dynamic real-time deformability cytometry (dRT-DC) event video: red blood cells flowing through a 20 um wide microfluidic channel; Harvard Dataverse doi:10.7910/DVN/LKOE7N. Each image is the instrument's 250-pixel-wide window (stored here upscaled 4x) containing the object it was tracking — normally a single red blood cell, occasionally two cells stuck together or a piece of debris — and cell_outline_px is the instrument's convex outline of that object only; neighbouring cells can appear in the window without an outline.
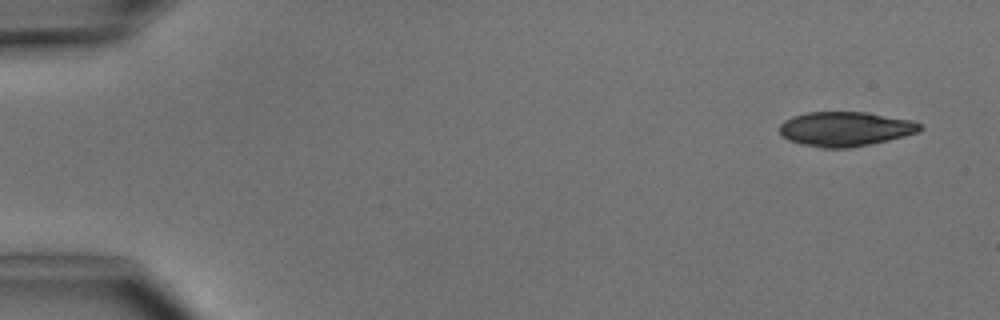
{"species": "common noctule bat (a hibernating species)", "species_latin": "Nyctalus noctula", "temperature_condition": "cold", "stored_images_in_passage": 3, "camera_frame_rate_fps": 3000, "um_per_image_px": 0.085, "animal": {"sex": "male", "body_mass_g": 15.6}, "frame": {"image": 1, "passage_image": 1, "time_ms": 0.0, "image_size_px": [1000, 320], "cell_outline_px": [[924, 128], [920, 132], [888, 140], [848, 148], [820, 148], [800, 144], [788, 140], [780, 136], [780, 124], [784, 120], [792, 116], [808, 112], [868, 112], [912, 120], [920, 124]], "centroid_in_image_um": [71.83, 10.96], "position_along_channel_um": 13.2, "area_um2": 28.5}}